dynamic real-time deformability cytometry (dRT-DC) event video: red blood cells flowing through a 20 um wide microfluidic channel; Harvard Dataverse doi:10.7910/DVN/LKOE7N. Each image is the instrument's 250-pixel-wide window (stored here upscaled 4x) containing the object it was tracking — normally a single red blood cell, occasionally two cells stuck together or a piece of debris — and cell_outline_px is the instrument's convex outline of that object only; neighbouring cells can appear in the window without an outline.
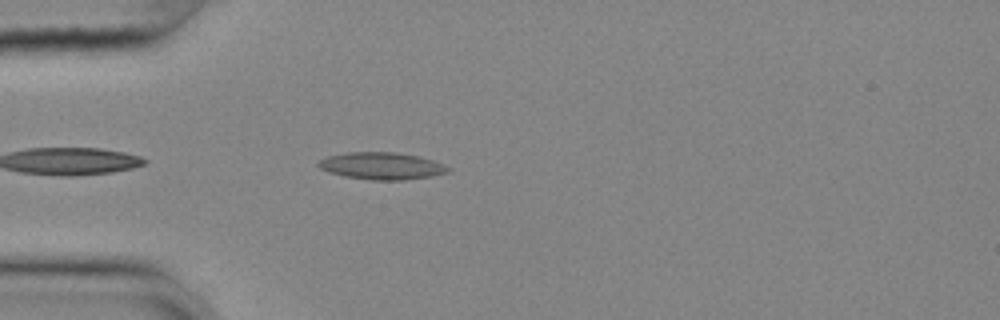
{"species": "common noctule bat (a hibernating species)", "species_latin": "Nyctalus noctula", "temperature_condition": "cold", "stored_images_in_passage": 42, "camera_frame_rate_fps": 3000, "um_per_image_px": 0.085, "animal": {"sex": "female", "body_mass_g": 25.1}, "frame": {"image": 1, "passage_image": 3, "time_ms": 0.667, "image_size_px": [1000, 320], "cell_outline_px": [[452, 168], [448, 172], [432, 176], [404, 180], [372, 180], [344, 176], [328, 172], [320, 168], [316, 164], [320, 160], [328, 156], [348, 152], [396, 152], [420, 156], [444, 164]], "centroid_in_image_um": [32.46, 14.1], "position_along_channel_um": 52.5, "area_um2": 20.58}}
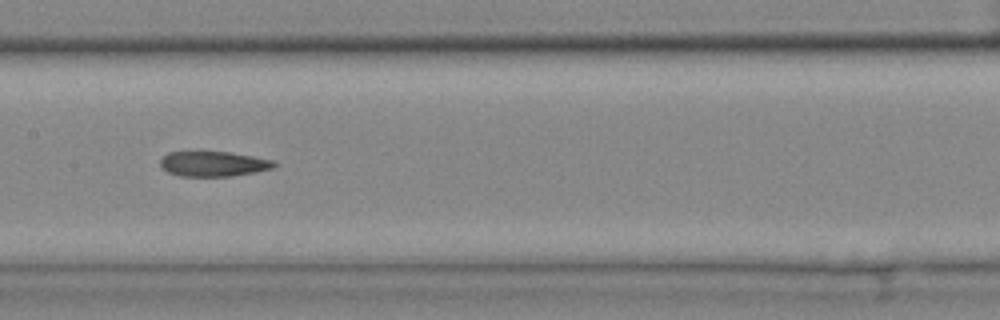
{"frame": {"image": 2, "passage_image": 15, "time_ms": 4.667, "image_size_px": [1000, 320], "cell_outline_px": [[280, 164], [272, 168], [256, 172], [232, 176], [180, 176], [168, 172], [160, 168], [160, 160], [168, 152], [232, 152], [276, 160]], "centroid_in_image_um": [18.19, 13.93], "position_along_channel_um": 189.2, "area_um2": 16.88}}
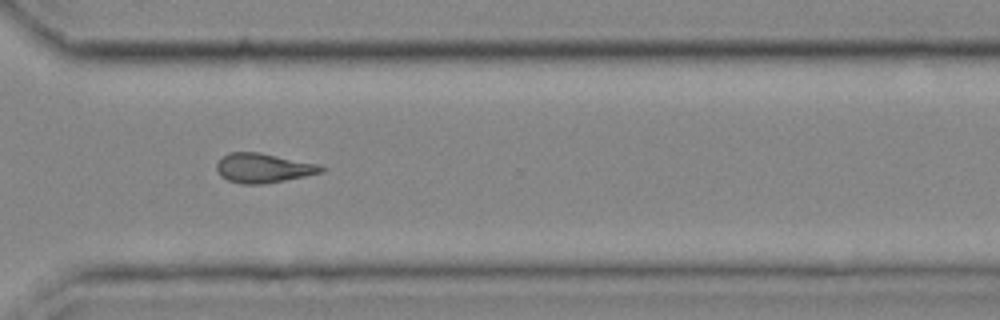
{"frame": {"image": 3, "passage_image": 28, "time_ms": 9.0, "image_size_px": [1000, 320], "cell_outline_px": [[328, 168], [324, 172], [284, 180], [260, 184], [244, 184], [228, 180], [220, 176], [216, 168], [216, 164], [228, 152], [260, 152], [316, 164]], "centroid_in_image_um": [22.37, 14.28], "position_along_channel_um": 348.2, "area_um2": 17.74}}